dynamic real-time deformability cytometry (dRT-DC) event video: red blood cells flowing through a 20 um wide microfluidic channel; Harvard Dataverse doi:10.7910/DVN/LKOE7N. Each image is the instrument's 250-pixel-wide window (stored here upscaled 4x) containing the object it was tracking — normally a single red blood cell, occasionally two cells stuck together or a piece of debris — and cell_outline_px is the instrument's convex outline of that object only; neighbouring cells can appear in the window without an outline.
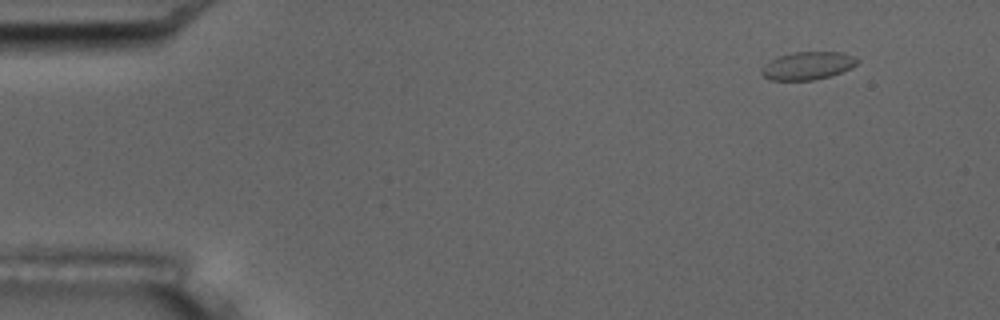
{"species": "common noctule bat (a hibernating species)", "species_latin": "Nyctalus noctula", "temperature_condition": "room temperature", "stored_images_in_passage": 11, "camera_frame_rate_fps": 3000, "um_per_image_px": 0.085, "animal": {"sex": "male", "body_mass_g": 17.5, "forearm_length_mm": 52.3}, "frame": {"image": 1, "passage_image": 1, "time_ms": 0.0, "image_size_px": [1000, 320], "cell_outline_px": [[860, 60], [852, 68], [832, 76], [812, 80], [772, 80], [764, 76], [760, 72], [760, 68], [764, 64], [780, 56], [796, 52], [844, 52]], "centroid_in_image_um": [68.68, 5.59], "position_along_channel_um": 16.3, "area_um2": 15.55}}
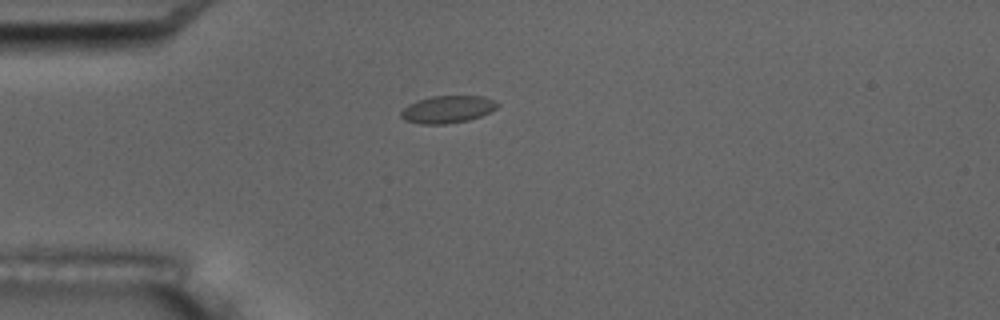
{"frame": {"image": 2, "passage_image": 4, "time_ms": 3.333, "image_size_px": [1000, 320], "cell_outline_px": [[500, 104], [496, 108], [480, 116], [468, 120], [444, 124], [420, 124], [404, 120], [400, 116], [400, 112], [408, 104], [432, 96], [484, 96], [496, 100]], "centroid_in_image_um": [38.04, 9.29], "position_along_channel_um": 47.0, "area_um2": 15.32}}